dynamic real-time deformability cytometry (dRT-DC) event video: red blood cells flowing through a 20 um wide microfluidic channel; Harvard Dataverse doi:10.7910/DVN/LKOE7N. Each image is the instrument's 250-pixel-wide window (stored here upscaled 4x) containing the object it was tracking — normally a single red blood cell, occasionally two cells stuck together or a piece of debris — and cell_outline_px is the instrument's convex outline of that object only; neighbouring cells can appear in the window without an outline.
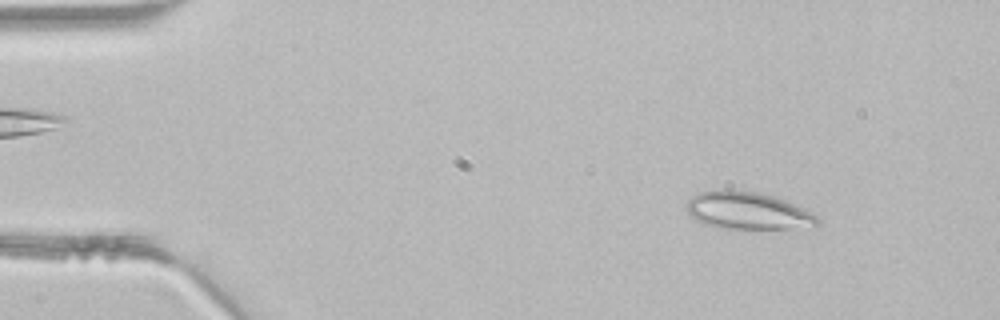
{"species": "common noctule bat (a hibernating species)", "species_latin": "Nyctalus noctula", "temperature_condition": "room temperature", "stored_images_in_passage": 3, "camera_frame_rate_fps": 3000, "um_per_image_px": 0.085, "animal": {"sex": "male", "body_mass_g": 21.5, "forearm_length_mm": 52.0}, "frame": {"image": 1, "passage_image": 1, "time_ms": 0.0, "image_size_px": [1000, 320], "cell_outline_px": [[820, 224], [788, 228], [724, 228], [704, 224], [688, 216], [684, 208], [684, 204], [692, 196], [700, 192], [712, 188], [728, 188], [760, 192], [784, 200], [804, 208], [816, 216], [820, 220]], "centroid_in_image_um": [63.43, 17.87], "position_along_channel_um": 21.6, "area_um2": 28.84}}